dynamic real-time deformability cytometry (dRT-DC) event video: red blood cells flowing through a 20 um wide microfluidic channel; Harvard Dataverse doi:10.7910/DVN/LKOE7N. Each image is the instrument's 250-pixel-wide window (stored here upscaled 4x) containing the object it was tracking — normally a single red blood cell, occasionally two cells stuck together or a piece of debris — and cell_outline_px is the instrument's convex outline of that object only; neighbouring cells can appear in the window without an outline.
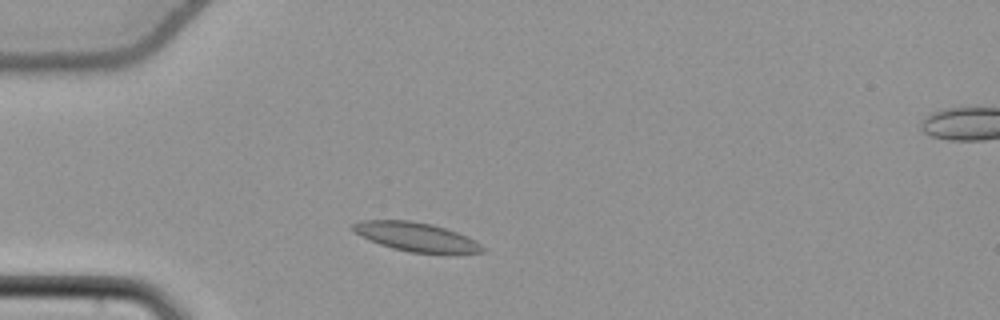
{"species": "common noctule bat (a hibernating species)", "species_latin": "Nyctalus noctula", "temperature_condition": "cold", "stored_images_in_passage": 45, "camera_frame_rate_fps": 3000, "um_per_image_px": 0.085, "animal": {"sex": "female", "body_mass_g": 22.7, "forearm_length_mm": 54.2}, "frame": {"image": 1, "passage_image": 7, "time_ms": 2.0, "image_size_px": [1000, 320], "cell_outline_px": [[484, 252], [408, 252], [392, 248], [380, 244], [360, 236], [352, 228], [352, 224], [360, 220], [412, 220], [432, 224], [456, 232], [476, 240], [484, 248]], "centroid_in_image_um": [35.32, 20.11], "position_along_channel_um": 49.7, "area_um2": 21.39}}
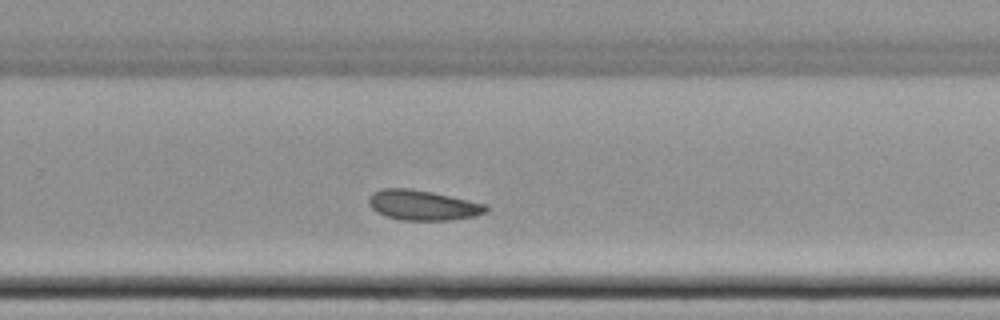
{"frame": {"image": 2, "passage_image": 28, "time_ms": 9.0, "image_size_px": [1000, 320], "cell_outline_px": [[488, 208], [484, 212], [476, 216], [448, 220], [400, 220], [384, 216], [376, 212], [368, 204], [368, 196], [372, 192], [380, 188], [408, 188], [432, 192], [488, 204]], "centroid_in_image_um": [35.89, 17.43], "position_along_channel_um": 293.9, "area_um2": 20.75}}
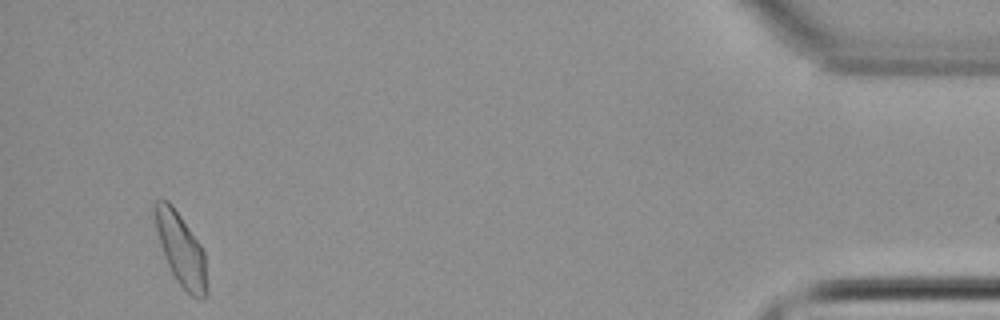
{"frame": {"image": 3, "passage_image": 44, "time_ms": 14.333, "image_size_px": [1000, 320], "cell_outline_px": [[208, 296], [204, 300], [200, 300], [192, 296], [176, 280], [164, 256], [160, 244], [156, 228], [152, 204], [156, 200], [168, 200], [172, 204], [200, 244], [204, 252], [208, 288]], "centroid_in_image_um": [15.39, 21.22], "position_along_channel_um": 419.8, "area_um2": 22.02}}